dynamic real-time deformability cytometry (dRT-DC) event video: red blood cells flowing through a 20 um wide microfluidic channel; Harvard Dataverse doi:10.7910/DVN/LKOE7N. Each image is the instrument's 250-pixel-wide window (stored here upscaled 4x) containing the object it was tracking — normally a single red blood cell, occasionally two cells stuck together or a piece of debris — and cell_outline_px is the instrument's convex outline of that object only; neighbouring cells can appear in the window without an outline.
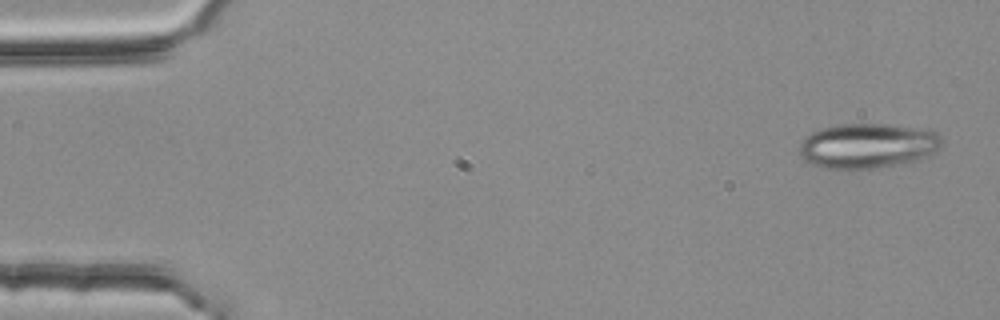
{"species": "common noctule bat (a hibernating species)", "species_latin": "Nyctalus noctula", "temperature_condition": "room temperature", "stored_images_in_passage": 5, "camera_frame_rate_fps": 3000, "um_per_image_px": 0.085, "animal": {"sex": "female", "body_mass_g": 25.1}, "frame": {"image": 1, "passage_image": 1, "time_ms": 0.0, "image_size_px": [1000, 320], "cell_outline_px": [[944, 140], [940, 148], [936, 152], [916, 160], [876, 168], [824, 168], [812, 164], [804, 160], [800, 156], [800, 140], [804, 136], [820, 128], [840, 124], [888, 124], [928, 128], [936, 132]], "centroid_in_image_um": [73.77, 12.36], "position_along_channel_um": 11.2, "area_um2": 37.63}}